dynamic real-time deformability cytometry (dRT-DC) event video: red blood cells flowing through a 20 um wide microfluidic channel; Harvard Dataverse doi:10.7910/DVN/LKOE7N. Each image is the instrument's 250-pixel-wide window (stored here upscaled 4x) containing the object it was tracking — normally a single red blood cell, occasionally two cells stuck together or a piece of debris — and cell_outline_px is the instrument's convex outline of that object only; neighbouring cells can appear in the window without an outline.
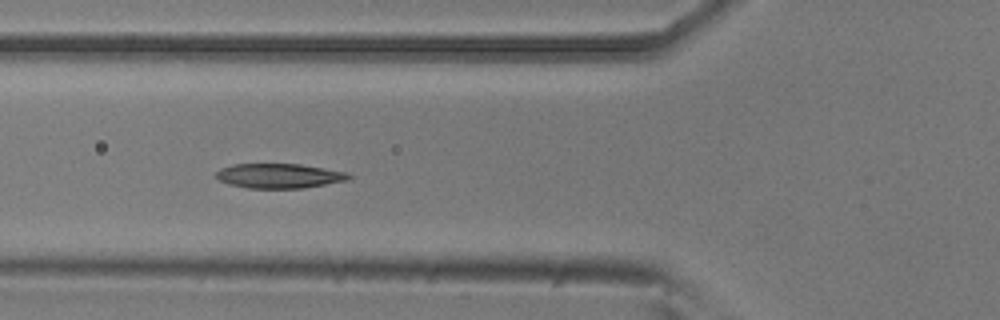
{"species": "common noctule bat (a hibernating species)", "species_latin": "Nyctalus noctula", "temperature_condition": "room temperature", "stored_images_in_passage": 22, "camera_frame_rate_fps": 3000, "um_per_image_px": 0.085, "animal": {"sex": "male", "body_mass_g": 20.5, "forearm_length_mm": 52.5}, "frame": {"image": 1, "passage_image": 19, "time_ms": 6.0, "image_size_px": [1000, 320], "cell_outline_px": [[352, 176], [348, 180], [304, 188], [248, 188], [228, 184], [220, 180], [216, 176], [216, 172], [220, 168], [232, 164], [300, 164], [348, 172]], "centroid_in_image_um": [23.73, 14.94], "position_along_channel_um": 102.1, "area_um2": 19.07}}